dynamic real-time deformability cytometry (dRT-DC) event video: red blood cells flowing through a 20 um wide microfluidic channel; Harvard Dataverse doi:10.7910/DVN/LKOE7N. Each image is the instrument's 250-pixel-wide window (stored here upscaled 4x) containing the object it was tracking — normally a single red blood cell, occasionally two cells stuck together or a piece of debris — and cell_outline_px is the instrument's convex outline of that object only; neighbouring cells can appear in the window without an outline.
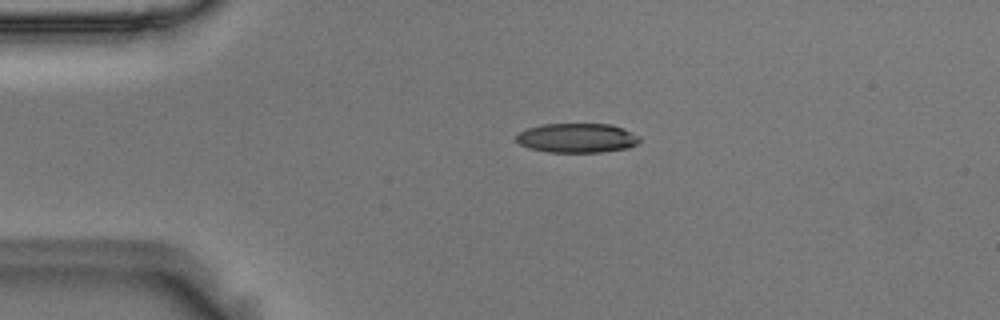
{"species": "Egyptian fruit bat (a non-hibernating species)", "species_latin": "Rousettus aegyptiacus", "temperature_condition": "room temperature", "stored_images_in_passage": 44, "camera_frame_rate_fps": 3000, "um_per_image_px": 0.085, "animal": {"sex": "male"}, "frame": {"image": 1, "passage_image": 1, "time_ms": 0.0, "image_size_px": [1000, 320], "cell_outline_px": [[640, 140], [636, 144], [628, 148], [600, 152], [548, 152], [528, 148], [520, 144], [516, 140], [516, 136], [520, 132], [528, 128], [544, 124], [612, 124], [624, 128], [640, 136]], "centroid_in_image_um": [49.07, 11.73], "position_along_channel_um": 35.9, "area_um2": 21.15}}
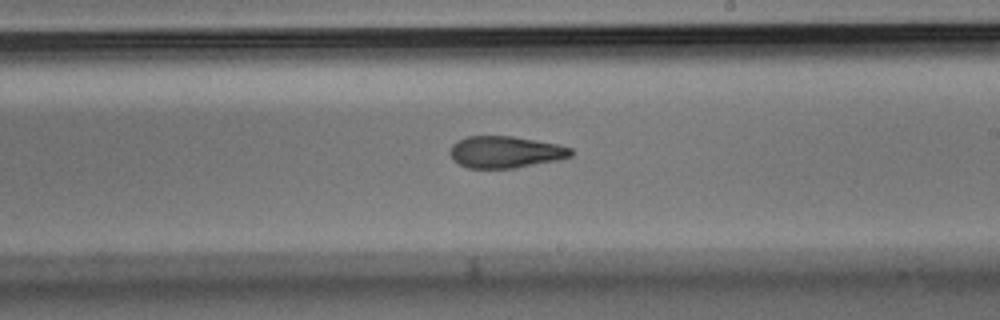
{"frame": {"image": 2, "passage_image": 21, "time_ms": 6.667, "image_size_px": [1000, 320], "cell_outline_px": [[572, 156], [556, 160], [516, 168], [468, 168], [452, 160], [448, 152], [452, 144], [456, 140], [468, 136], [512, 136], [556, 144], [572, 148]], "centroid_in_image_um": [42.9, 12.92], "position_along_channel_um": 246.1, "area_um2": 22.43}}
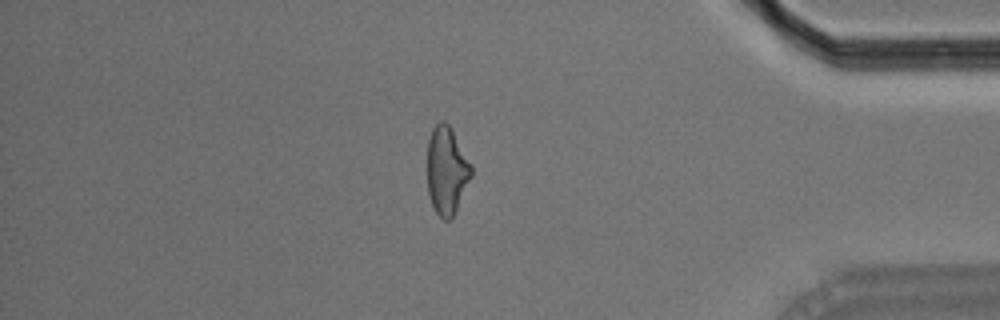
{"frame": {"image": 3, "passage_image": 36, "time_ms": 11.667, "image_size_px": [1000, 320], "cell_outline_px": [[472, 176], [452, 216], [448, 220], [444, 220], [436, 212], [428, 196], [428, 140], [432, 128], [440, 120], [444, 120], [452, 128], [472, 164]], "centroid_in_image_um": [37.97, 14.44], "position_along_channel_um": 397.2, "area_um2": 22.48}, "authors_computed_cell_mechanics": {"area_um2": 23.0622, "velocity_mm_per_s": 3.6752, "shape_relaxation_time_tau1_ms": 9.3602, "shape_relaxation_time_tau2_ms": 4.3884, "deformation_change_tau1": 0.2162, "deformation_change_tau2": 0.1338}}